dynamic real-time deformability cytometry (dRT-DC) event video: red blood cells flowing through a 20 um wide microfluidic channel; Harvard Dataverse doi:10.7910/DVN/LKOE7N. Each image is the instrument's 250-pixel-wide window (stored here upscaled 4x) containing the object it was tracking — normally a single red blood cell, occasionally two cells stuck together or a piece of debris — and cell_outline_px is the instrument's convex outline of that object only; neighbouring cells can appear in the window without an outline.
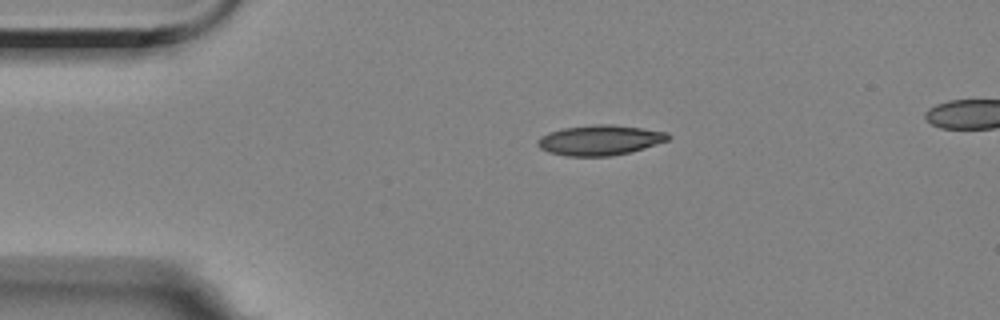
{"species": "Egyptian fruit bat (a non-hibernating species)", "species_latin": "Rousettus aegyptiacus", "temperature_condition": "room temperature", "stored_images_in_passage": 46, "camera_frame_rate_fps": 3000, "um_per_image_px": 0.085, "animal": {"sex": "female"}, "frame": {"image": 1, "passage_image": 1, "time_ms": 0.0, "image_size_px": [1000, 320], "cell_outline_px": [[672, 136], [668, 140], [644, 148], [612, 156], [568, 156], [548, 152], [540, 148], [536, 144], [536, 140], [540, 136], [548, 132], [564, 128], [596, 124], [612, 124], [668, 132]], "centroid_in_image_um": [50.96, 11.91], "position_along_channel_um": 34.0, "area_um2": 22.95}}
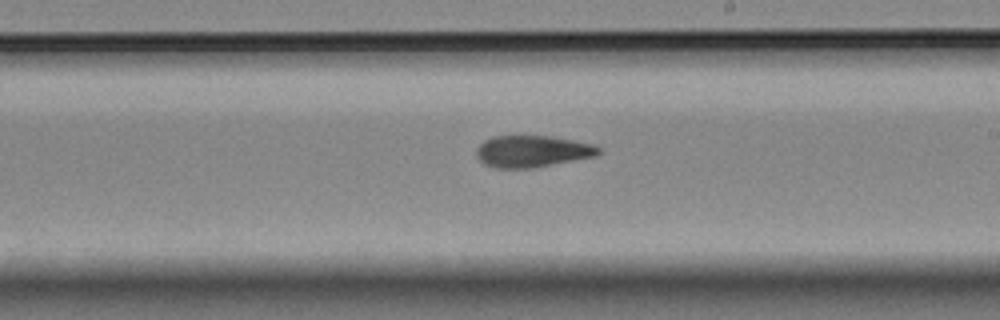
{"frame": {"image": 2, "passage_image": 22, "time_ms": 7.0, "image_size_px": [1000, 320], "cell_outline_px": [[600, 152], [596, 156], [532, 168], [492, 168], [484, 164], [476, 156], [476, 148], [484, 140], [492, 136], [552, 136], [592, 144], [600, 148]], "centroid_in_image_um": [45.2, 12.86], "position_along_channel_um": 243.8, "area_um2": 22.6}}
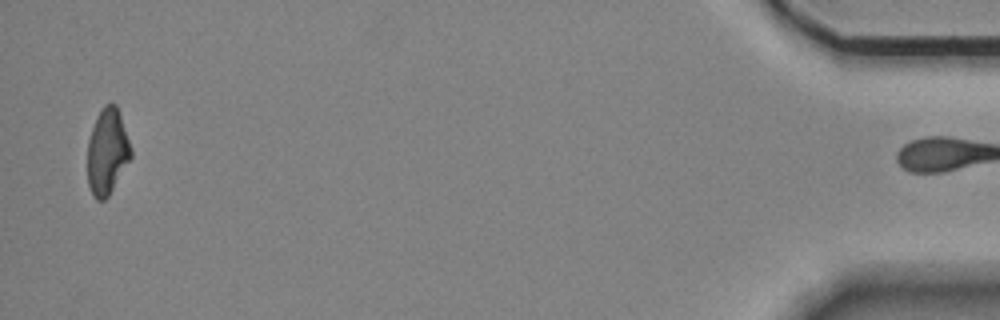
{"frame": {"image": 3, "passage_image": 45, "time_ms": 14.667, "image_size_px": [1000, 320], "cell_outline_px": [[132, 156], [108, 196], [104, 200], [96, 200], [92, 196], [88, 184], [88, 140], [96, 116], [104, 104], [112, 100], [116, 104], [132, 148]], "centroid_in_image_um": [9.11, 12.86], "position_along_channel_um": 426.1, "area_um2": 21.85}, "authors_computed_cell_mechanics": {"area_um2": 22.8599, "velocity_mm_per_s": 3.5054, "shape_relaxation_time_tau1_ms": 7.4482, "shape_relaxation_time_tau2_ms": 3.825, "deformation_change_tau1": 0.1691, "deformation_change_tau2": 0.1216}}